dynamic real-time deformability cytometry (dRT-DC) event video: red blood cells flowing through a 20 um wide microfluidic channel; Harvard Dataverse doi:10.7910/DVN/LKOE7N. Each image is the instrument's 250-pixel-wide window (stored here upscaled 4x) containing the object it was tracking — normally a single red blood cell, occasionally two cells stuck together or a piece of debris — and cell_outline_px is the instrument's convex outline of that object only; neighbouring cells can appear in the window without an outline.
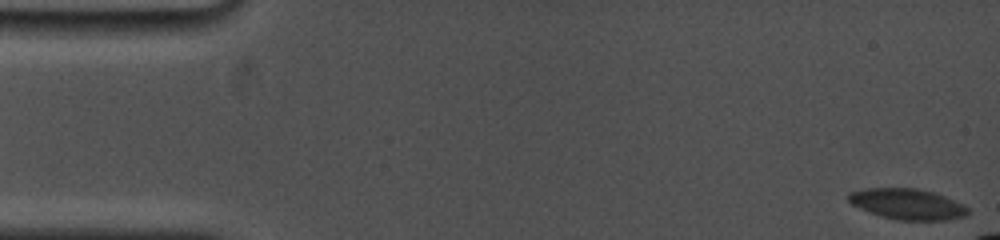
{"species": "common noctule bat (a hibernating species)", "species_latin": "Nyctalus noctula", "temperature_condition": "cold", "stored_images_in_passage": 14, "camera_frame_rate_fps": 5000, "um_per_image_px": 0.085, "animal": {"sex": "female", "body_mass_g": 19.0, "forearm_length_mm": 53.3}, "frame": {"image": 1, "passage_image": 1, "time_ms": 0.0, "image_size_px": [1000, 240], "cell_outline_px": [[972, 212], [968, 216], [948, 220], [896, 220], [880, 216], [868, 212], [852, 204], [848, 200], [848, 192], [868, 188], [916, 188], [932, 192], [944, 196], [964, 204]], "centroid_in_image_um": [77.17, 17.36], "position_along_channel_um": 7.8, "area_um2": 21.62}}